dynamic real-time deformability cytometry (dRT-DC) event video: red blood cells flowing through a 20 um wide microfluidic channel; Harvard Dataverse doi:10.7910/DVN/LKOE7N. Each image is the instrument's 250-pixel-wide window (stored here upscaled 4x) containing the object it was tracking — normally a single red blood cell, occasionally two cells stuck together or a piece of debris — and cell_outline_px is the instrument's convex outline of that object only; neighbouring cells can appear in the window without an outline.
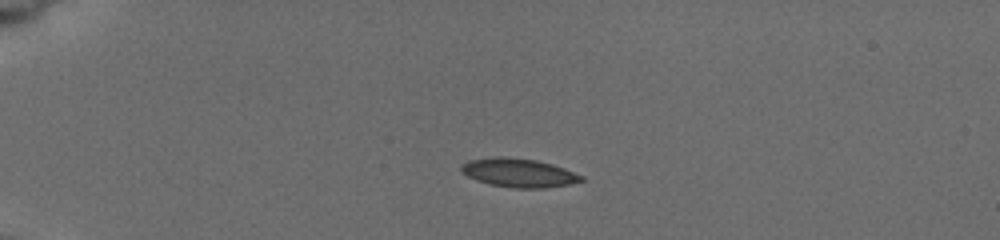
{"species": "common noctule bat (a hibernating species)", "species_latin": "Nyctalus noctula", "temperature_condition": "cold", "stored_images_in_passage": 8, "camera_frame_rate_fps": 3000, "um_per_image_px": 0.085, "animal": {"sex": "female", "body_mass_g": 19.5, "forearm_length_mm": 54.1}, "frame": {"image": 1, "passage_image": 4, "time_ms": 3.667, "image_size_px": [1000, 240], "cell_outline_px": [[584, 180], [568, 184], [544, 188], [512, 188], [488, 184], [476, 180], [460, 172], [460, 164], [468, 160], [496, 156], [504, 156], [536, 160], [552, 164], [564, 168], [584, 176]], "centroid_in_image_um": [44.04, 14.68], "position_along_channel_um": 41.0, "area_um2": 20.29}}
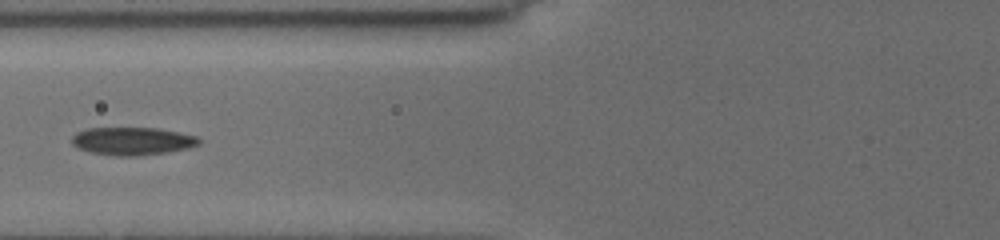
{"frame": {"image": 2, "passage_image": 7, "time_ms": 7.0, "image_size_px": [1000, 240], "cell_outline_px": [[200, 144], [188, 148], [164, 152], [136, 156], [112, 156], [88, 152], [72, 144], [72, 136], [76, 132], [88, 128], [160, 128], [196, 136], [200, 140]], "centroid_in_image_um": [11.22, 11.99], "position_along_channel_um": 114.6, "area_um2": 20.63}}
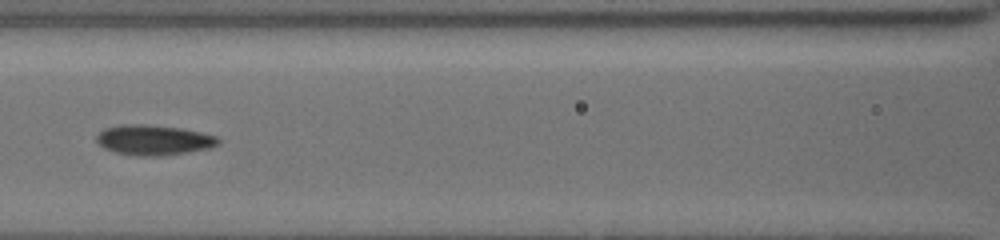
{"frame": {"image": 3, "passage_image": 8, "time_ms": 8.0, "image_size_px": [1000, 240], "cell_outline_px": [[220, 144], [208, 148], [160, 156], [132, 156], [116, 152], [104, 148], [96, 140], [96, 136], [104, 128], [120, 124], [140, 124], [180, 128], [200, 132], [216, 136], [220, 140]], "centroid_in_image_um": [13.03, 11.9], "position_along_channel_um": 153.6, "area_um2": 21.27}}